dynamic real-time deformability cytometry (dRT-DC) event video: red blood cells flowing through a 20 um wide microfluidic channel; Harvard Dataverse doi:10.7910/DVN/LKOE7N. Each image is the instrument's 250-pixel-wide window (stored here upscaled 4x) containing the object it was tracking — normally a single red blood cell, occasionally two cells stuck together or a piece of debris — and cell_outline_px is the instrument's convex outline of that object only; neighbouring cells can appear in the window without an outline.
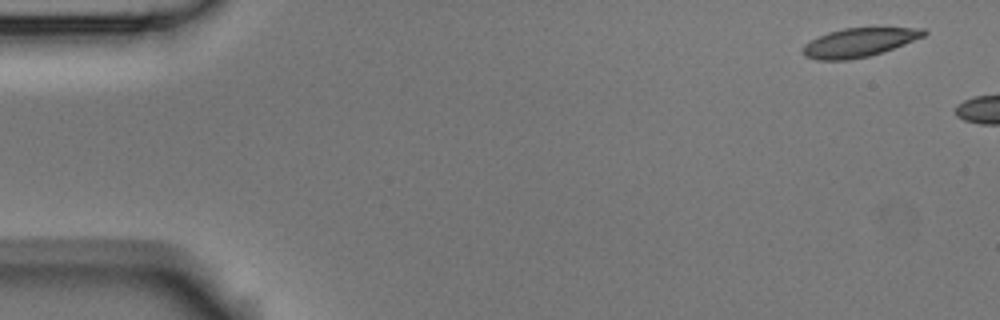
{"species": "Egyptian fruit bat (a non-hibernating species)", "species_latin": "Rousettus aegyptiacus", "temperature_condition": "room temperature", "stored_images_in_passage": 3, "camera_frame_rate_fps": 3000, "um_per_image_px": 0.085, "animal": {"sex": "male"}, "frame": {"image": 1, "passage_image": 1, "time_ms": 0.0, "image_size_px": [1000, 320], "cell_outline_px": [[928, 32], [924, 36], [884, 52], [868, 56], [848, 60], [816, 60], [804, 56], [800, 48], [804, 44], [828, 32], [844, 28], [924, 28]], "centroid_in_image_um": [72.99, 3.62], "position_along_channel_um": 12.0, "area_um2": 20.29}}